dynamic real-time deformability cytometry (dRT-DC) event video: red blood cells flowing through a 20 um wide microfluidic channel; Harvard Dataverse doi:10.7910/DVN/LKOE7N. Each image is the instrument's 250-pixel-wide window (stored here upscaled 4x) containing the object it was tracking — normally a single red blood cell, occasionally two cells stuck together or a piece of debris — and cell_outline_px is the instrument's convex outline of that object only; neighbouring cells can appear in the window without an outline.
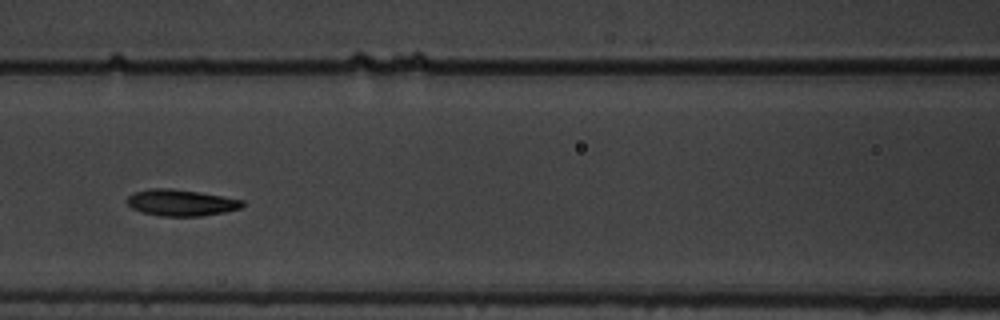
{"species": "common noctule bat (a hibernating species)", "species_latin": "Nyctalus noctula", "temperature_condition": "warm", "stored_images_in_passage": 44, "camera_frame_rate_fps": 3000, "um_per_image_px": 0.085, "animal": {"sex": "male", "body_mass_g": 19.5, "forearm_length_mm": 54.6}, "frame": {"image": 1, "passage_image": 19, "time_ms": 6.0, "image_size_px": [1000, 320], "cell_outline_px": [[244, 204], [240, 208], [224, 212], [200, 216], [160, 216], [144, 212], [132, 208], [128, 204], [128, 196], [136, 192], [152, 188], [172, 188], [200, 192], [244, 200]], "centroid_in_image_um": [15.41, 17.22], "position_along_channel_um": 151.2, "area_um2": 17.57}}
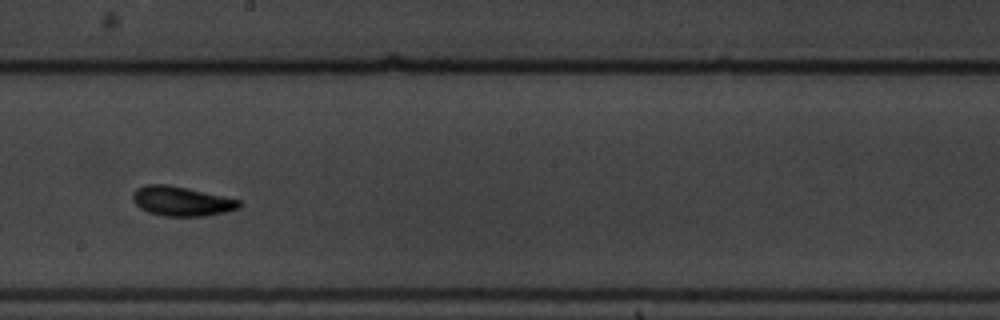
{"frame": {"image": 2, "passage_image": 26, "time_ms": 8.333, "image_size_px": [1000, 320], "cell_outline_px": [[240, 208], [224, 212], [204, 216], [164, 216], [148, 212], [140, 208], [132, 200], [132, 192], [136, 188], [148, 184], [168, 184], [188, 188], [240, 200]], "centroid_in_image_um": [15.39, 17.09], "position_along_channel_um": 232.8, "area_um2": 18.32}, "authors_computed_cell_mechanics": {"area_um2": 17.6868, "velocity_mm_per_s": 3.509, "shape_relaxation_time_tau1_ms": 2.5508, "shape_relaxation_time_tau2_ms": 4.0157, "deformation_change_tau1": 0.1083, "deformation_change_tau2": 0.1021}}